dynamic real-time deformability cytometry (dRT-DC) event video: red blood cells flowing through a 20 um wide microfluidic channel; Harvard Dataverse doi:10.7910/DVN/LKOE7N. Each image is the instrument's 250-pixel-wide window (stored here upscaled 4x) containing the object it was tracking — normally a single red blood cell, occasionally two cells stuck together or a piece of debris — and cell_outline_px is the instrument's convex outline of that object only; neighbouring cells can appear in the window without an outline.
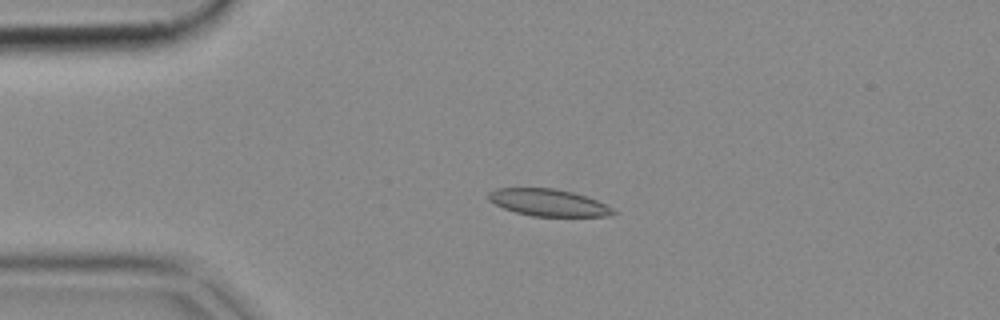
{"species": "common noctule bat (a hibernating species)", "species_latin": "Nyctalus noctula", "temperature_condition": "cold", "stored_images_in_passage": 52, "camera_frame_rate_fps": 3000, "um_per_image_px": 0.085, "animal": {"sex": "female", "body_mass_g": 18.4}, "frame": {"image": 1, "passage_image": 12, "time_ms": 3.667, "image_size_px": [1000, 320], "cell_outline_px": [[616, 212], [608, 216], [532, 216], [516, 212], [504, 208], [488, 200], [488, 192], [496, 188], [552, 188], [572, 192], [588, 196], [612, 208]], "centroid_in_image_um": [46.59, 17.21], "position_along_channel_um": 38.4, "area_um2": 19.48}}
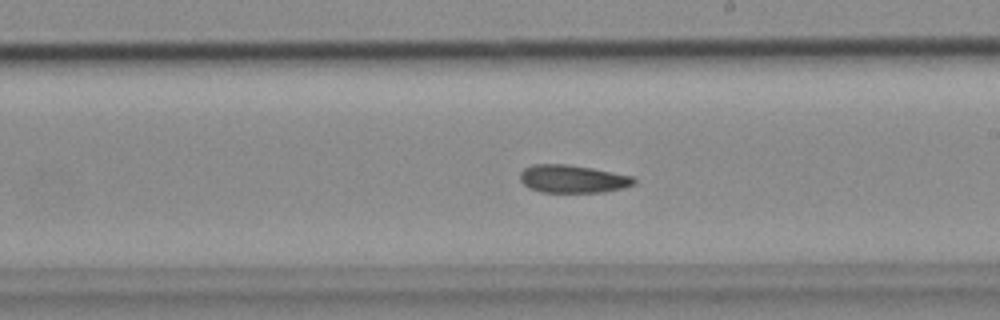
{"frame": {"image": 2, "passage_image": 30, "time_ms": 9.667, "image_size_px": [1000, 320], "cell_outline_px": [[636, 184], [604, 192], [540, 192], [524, 184], [520, 180], [520, 172], [524, 168], [532, 164], [568, 164], [592, 168], [632, 176], [636, 180]], "centroid_in_image_um": [48.67, 15.2], "position_along_channel_um": 240.3, "area_um2": 18.44}}
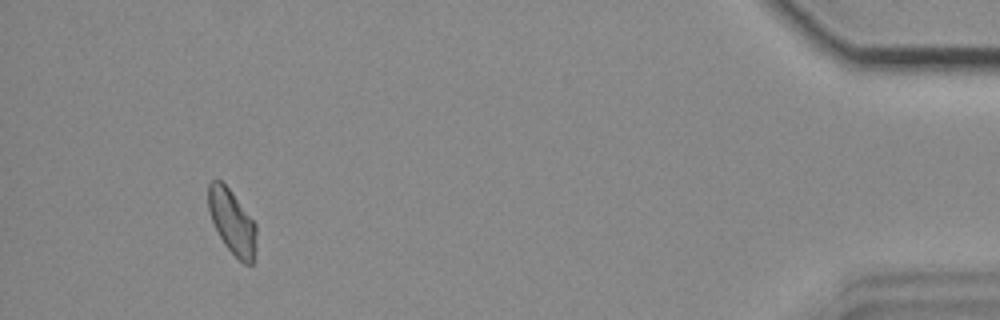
{"frame": {"image": 3, "passage_image": 49, "time_ms": 16.0, "image_size_px": [1000, 320], "cell_outline_px": [[256, 236], [252, 264], [244, 264], [224, 244], [212, 220], [208, 208], [208, 180], [220, 180], [232, 192], [256, 224]], "centroid_in_image_um": [19.71, 18.82], "position_along_channel_um": 415.5, "area_um2": 17.69}}